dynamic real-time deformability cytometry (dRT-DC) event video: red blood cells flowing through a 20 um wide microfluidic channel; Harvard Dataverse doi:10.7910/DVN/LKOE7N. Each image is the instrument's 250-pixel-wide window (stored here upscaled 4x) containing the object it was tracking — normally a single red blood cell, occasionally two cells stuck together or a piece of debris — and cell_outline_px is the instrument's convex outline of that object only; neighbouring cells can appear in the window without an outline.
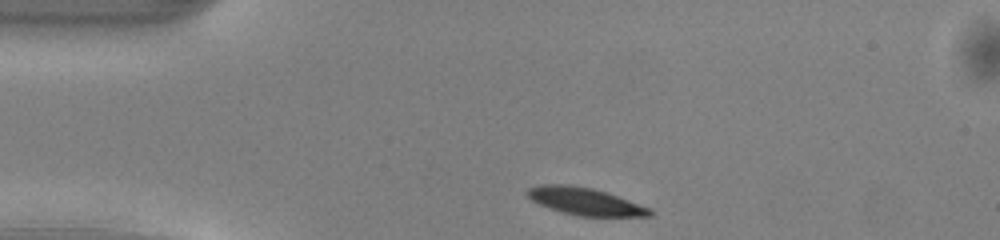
{"species": "common noctule bat (a hibernating species)", "species_latin": "Nyctalus noctula", "temperature_condition": "warm", "stored_images_in_passage": 40, "camera_frame_rate_fps": 3000, "um_per_image_px": 0.085, "animal": {"sex": "male", "body_mass_g": 13.0, "forearm_length_mm": 53.1}, "frame": {"image": 1, "passage_image": 1, "time_ms": 0.0, "image_size_px": [1000, 240], "cell_outline_px": [[652, 216], [580, 216], [564, 212], [540, 204], [532, 200], [524, 192], [528, 188], [540, 184], [568, 184], [592, 188], [608, 192], [652, 208]], "centroid_in_image_um": [49.76, 17.1], "position_along_channel_um": 35.2, "area_um2": 19.54}}
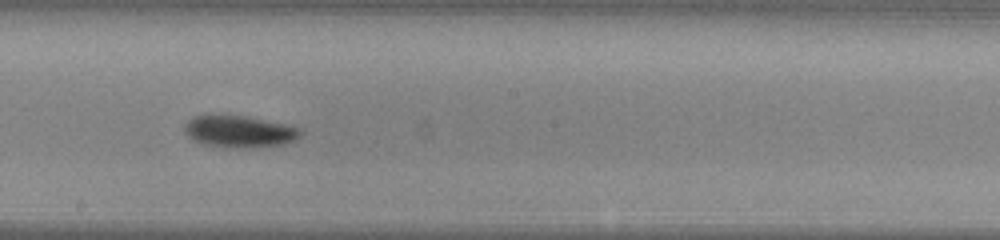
{"frame": {"image": 2, "passage_image": 18, "time_ms": 5.667, "image_size_px": [1000, 240], "cell_outline_px": [[304, 132], [296, 140], [284, 144], [256, 148], [224, 148], [200, 144], [192, 140], [184, 132], [184, 124], [188, 120], [196, 116], [248, 116], [284, 124], [300, 128]], "centroid_in_image_um": [20.35, 11.21], "position_along_channel_um": 227.8, "area_um2": 21.85}}
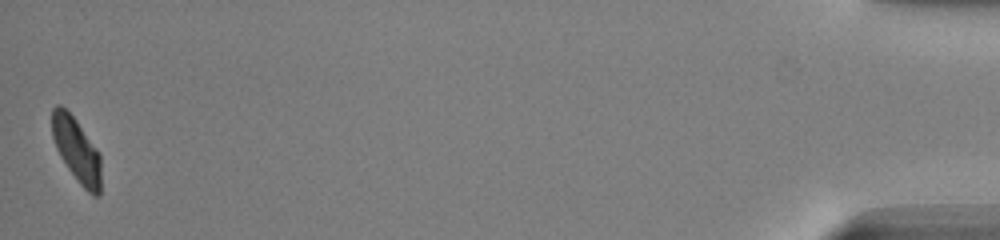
{"frame": {"image": 3, "passage_image": 40, "time_ms": 13.0, "image_size_px": [1000, 240], "cell_outline_px": [[100, 196], [92, 196], [80, 184], [68, 168], [60, 156], [56, 148], [52, 136], [52, 108], [56, 104], [60, 104], [76, 120], [100, 152]], "centroid_in_image_um": [6.51, 12.75], "position_along_channel_um": 428.7, "area_um2": 18.32}, "authors_computed_cell_mechanics": {"area_um2": 20.3745, "velocity_mm_per_s": 4.0925, "shape_relaxation_time_tau1_ms": 2.2234, "shape_relaxation_time_tau2_ms": null, "deformation_change_tau1": 0.1109, "deformation_change_tau2": null}}